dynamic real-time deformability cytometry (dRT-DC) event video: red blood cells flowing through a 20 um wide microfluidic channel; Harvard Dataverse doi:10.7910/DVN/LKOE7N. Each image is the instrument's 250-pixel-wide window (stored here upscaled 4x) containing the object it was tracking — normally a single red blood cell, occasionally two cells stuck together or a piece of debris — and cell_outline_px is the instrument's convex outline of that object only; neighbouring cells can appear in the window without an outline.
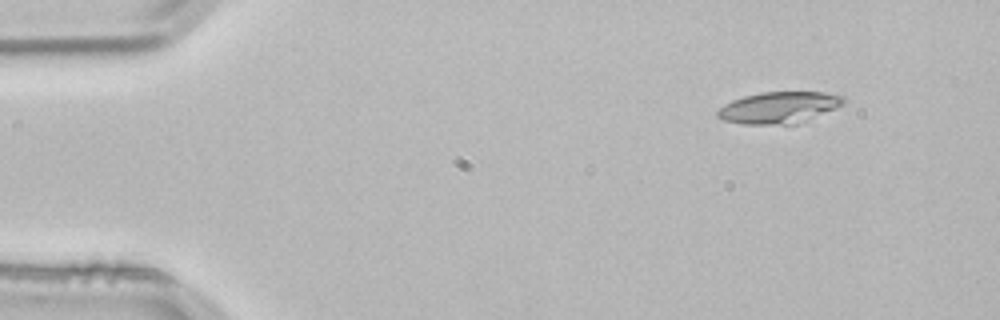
{"species": "common noctule bat (a hibernating species)", "species_latin": "Nyctalus noctula", "temperature_condition": "room temperature", "stored_images_in_passage": 3, "camera_frame_rate_fps": 3000, "um_per_image_px": 0.085, "animal": {"sex": "male", "body_mass_g": 21.5, "forearm_length_mm": 52.0}, "frame": {"image": 1, "passage_image": 1, "time_ms": 0.0, "image_size_px": [1000, 320], "cell_outline_px": [[844, 104], [796, 124], [744, 124], [720, 120], [716, 116], [716, 112], [724, 104], [732, 100], [744, 96], [760, 92], [824, 92], [844, 96]], "centroid_in_image_um": [66.16, 9.14], "position_along_channel_um": 18.8, "area_um2": 23.06}}